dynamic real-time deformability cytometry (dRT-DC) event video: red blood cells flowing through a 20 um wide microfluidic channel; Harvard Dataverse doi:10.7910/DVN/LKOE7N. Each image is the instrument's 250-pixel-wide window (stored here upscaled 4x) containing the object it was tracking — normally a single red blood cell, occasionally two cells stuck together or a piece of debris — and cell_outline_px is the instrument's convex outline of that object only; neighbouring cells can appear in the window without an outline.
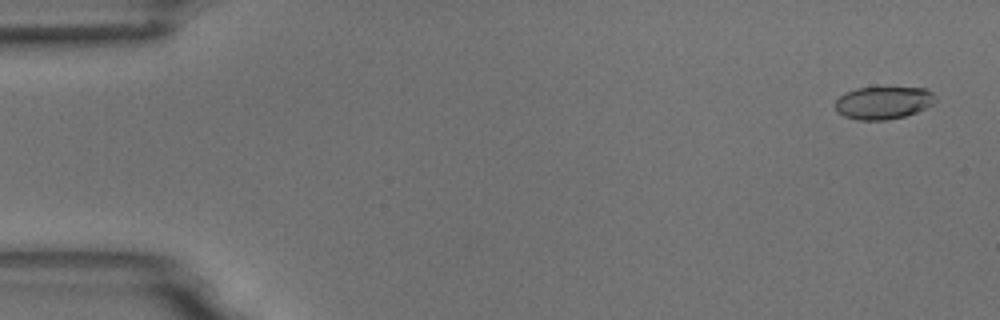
{"species": "common noctule bat (a hibernating species)", "species_latin": "Nyctalus noctula", "temperature_condition": "room temperature", "stored_images_in_passage": 5, "camera_frame_rate_fps": 3000, "um_per_image_px": 0.085, "animal": {"sex": "male", "body_mass_g": 18.8}, "frame": {"image": 1, "passage_image": 1, "time_ms": 0.0, "image_size_px": [1000, 320], "cell_outline_px": [[936, 100], [932, 104], [916, 112], [904, 116], [884, 120], [860, 120], [844, 116], [836, 112], [836, 100], [840, 96], [856, 88], [924, 88], [932, 92], [936, 96]], "centroid_in_image_um": [75.08, 8.74], "position_along_channel_um": 9.9, "area_um2": 18.79}}
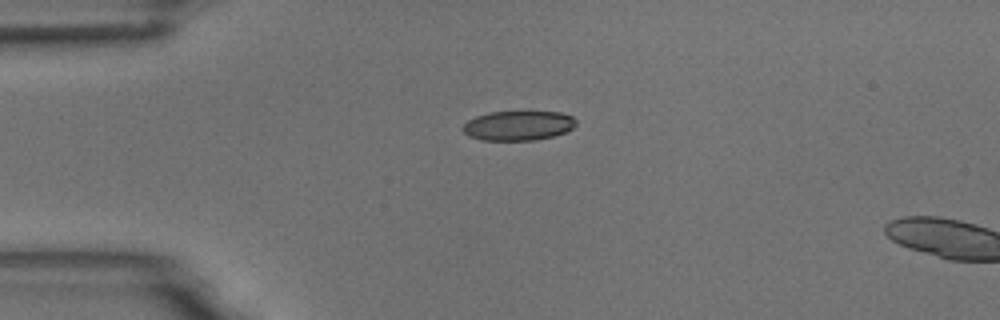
{"frame": {"image": 2, "passage_image": 4, "time_ms": 3.667, "image_size_px": [1000, 320], "cell_outline_px": [[576, 124], [572, 128], [564, 132], [552, 136], [536, 140], [484, 140], [468, 136], [460, 128], [468, 120], [476, 116], [488, 112], [560, 112], [572, 116], [576, 120]], "centroid_in_image_um": [44.02, 10.67], "position_along_channel_um": 41.0, "area_um2": 19.48}}